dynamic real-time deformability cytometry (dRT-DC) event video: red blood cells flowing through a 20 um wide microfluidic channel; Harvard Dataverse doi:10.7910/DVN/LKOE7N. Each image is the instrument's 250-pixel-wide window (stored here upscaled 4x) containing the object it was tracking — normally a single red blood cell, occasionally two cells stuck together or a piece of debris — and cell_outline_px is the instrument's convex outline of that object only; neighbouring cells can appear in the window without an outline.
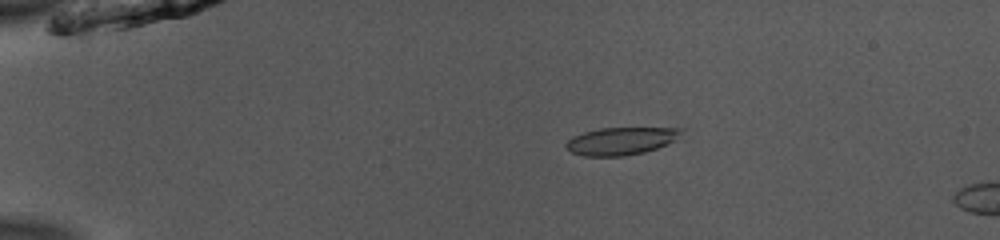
{"species": "common noctule bat (a hibernating species)", "species_latin": "Nyctalus noctula", "temperature_condition": "room temperature", "stored_images_in_passage": 16, "camera_frame_rate_fps": 3000, "um_per_image_px": 0.085, "animal": {"sex": "male", "body_mass_g": 13.0, "forearm_length_mm": 53.1}, "frame": {"image": 1, "passage_image": 12, "time_ms": 3.667, "image_size_px": [1000, 240], "cell_outline_px": [[684, 128], [672, 140], [656, 148], [644, 152], [624, 156], [584, 156], [572, 152], [564, 144], [572, 136], [584, 132], [600, 128]], "centroid_in_image_um": [52.7, 11.99], "position_along_channel_um": 32.3, "area_um2": 18.09}}